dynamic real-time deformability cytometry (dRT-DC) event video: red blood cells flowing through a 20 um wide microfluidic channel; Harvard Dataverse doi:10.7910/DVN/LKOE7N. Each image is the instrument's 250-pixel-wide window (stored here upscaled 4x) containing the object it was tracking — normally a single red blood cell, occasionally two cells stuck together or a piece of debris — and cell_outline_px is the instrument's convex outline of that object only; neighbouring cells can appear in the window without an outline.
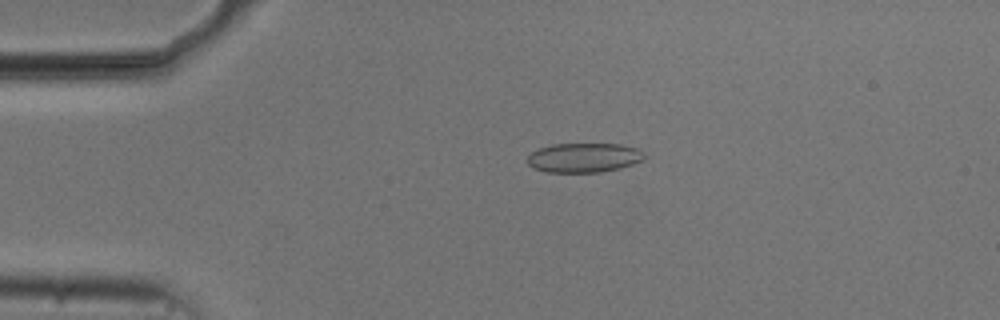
{"species": "common noctule bat (a hibernating species)", "species_latin": "Nyctalus noctula", "temperature_condition": "cold", "stored_images_in_passage": 27, "camera_frame_rate_fps": 3000, "um_per_image_px": 0.085, "animal": {"sex": "male", "body_mass_g": 20.5, "forearm_length_mm": 52.5}, "frame": {"image": 1, "passage_image": 12, "time_ms": 3.667, "image_size_px": [1000, 320], "cell_outline_px": [[644, 160], [620, 168], [600, 172], [548, 172], [536, 168], [528, 164], [528, 156], [532, 152], [540, 148], [552, 144], [620, 144], [636, 148], [644, 152]], "centroid_in_image_um": [49.66, 13.4], "position_along_channel_um": 35.3, "area_um2": 19.88}}
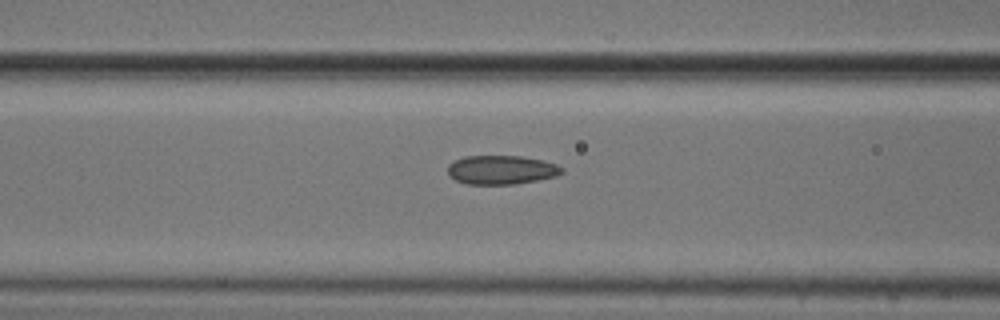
{"frame": {"image": 2, "passage_image": 22, "time_ms": 7.0, "image_size_px": [1000, 320], "cell_outline_px": [[564, 172], [556, 176], [516, 184], [468, 184], [456, 180], [448, 176], [448, 164], [464, 156], [520, 156], [544, 160], [556, 164], [564, 168]], "centroid_in_image_um": [42.62, 14.43], "position_along_channel_um": 124.0, "area_um2": 19.31}}
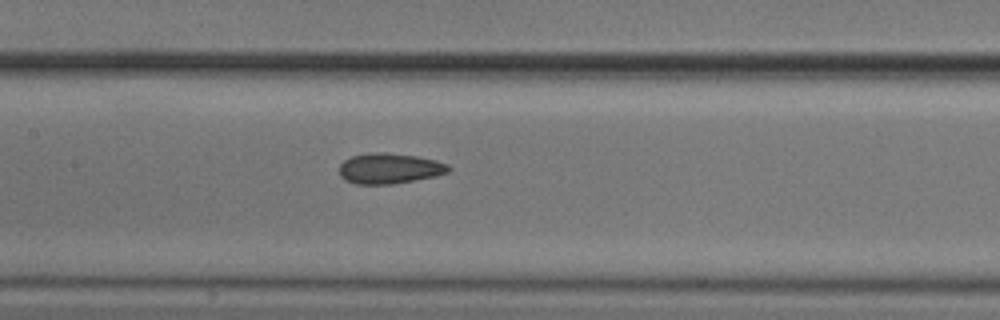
{"frame": {"image": 3, "passage_image": 26, "time_ms": 8.333, "image_size_px": [1000, 320], "cell_outline_px": [[452, 168], [448, 172], [436, 176], [392, 184], [356, 184], [344, 180], [340, 176], [340, 164], [344, 160], [352, 156], [368, 152], [384, 152], [416, 156], [436, 160], [448, 164]], "centroid_in_image_um": [33.1, 14.31], "position_along_channel_um": 174.3, "area_um2": 19.54}}